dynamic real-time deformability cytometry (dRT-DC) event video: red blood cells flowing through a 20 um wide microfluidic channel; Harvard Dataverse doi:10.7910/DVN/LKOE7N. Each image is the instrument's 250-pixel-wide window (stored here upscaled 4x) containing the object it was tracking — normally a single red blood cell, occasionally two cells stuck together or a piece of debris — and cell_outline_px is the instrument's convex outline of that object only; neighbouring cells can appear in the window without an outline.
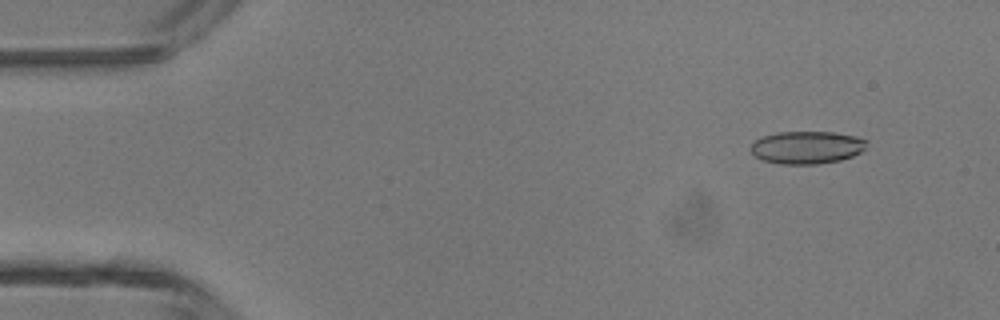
{"species": "common noctule bat (a hibernating species)", "species_latin": "Nyctalus noctula", "temperature_condition": "room temperature", "stored_images_in_passage": 47, "camera_frame_rate_fps": 3000, "um_per_image_px": 0.085, "animal": {"sex": "male", "body_mass_g": 13.3}, "frame": {"image": 1, "passage_image": 5, "time_ms": 1.333, "image_size_px": [1000, 320], "cell_outline_px": [[868, 140], [864, 148], [860, 152], [852, 156], [840, 160], [816, 164], [780, 164], [760, 160], [748, 148], [756, 140], [764, 136], [776, 132], [832, 132], [856, 136]], "centroid_in_image_um": [68.56, 12.53], "position_along_channel_um": 16.4, "area_um2": 22.08}}
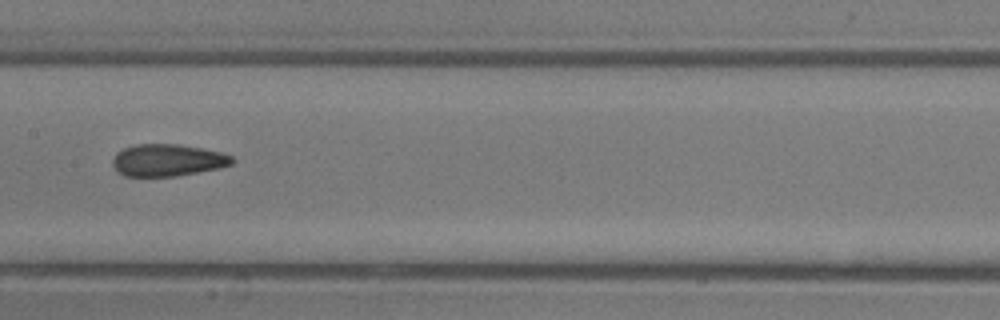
{"frame": {"image": 2, "passage_image": 24, "time_ms": 7.667, "image_size_px": [1000, 320], "cell_outline_px": [[236, 160], [232, 164], [220, 168], [176, 176], [124, 176], [116, 172], [112, 164], [112, 160], [116, 152], [124, 148], [136, 144], [180, 144], [220, 152], [232, 156]], "centroid_in_image_um": [14.23, 13.62], "position_along_channel_um": 193.2, "area_um2": 22.48}}
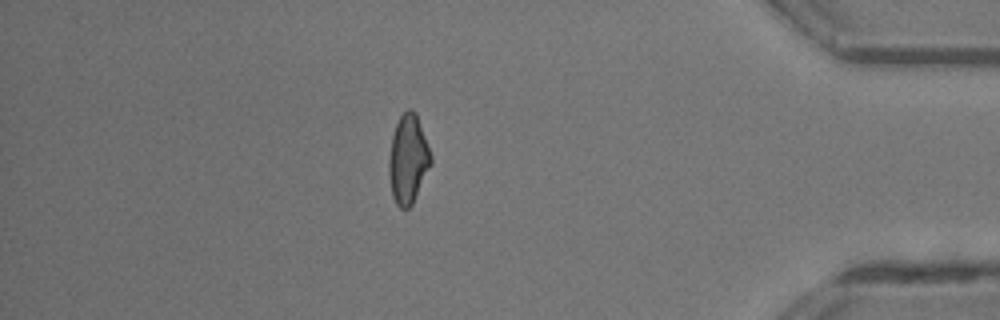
{"frame": {"image": 3, "passage_image": 41, "time_ms": 13.333, "image_size_px": [1000, 320], "cell_outline_px": [[432, 164], [412, 204], [408, 208], [400, 208], [396, 204], [392, 196], [388, 172], [388, 160], [392, 136], [396, 124], [400, 116], [408, 108], [412, 108], [416, 112], [432, 156]], "centroid_in_image_um": [34.69, 13.53], "position_along_channel_um": 400.5, "area_um2": 21.85}, "authors_computed_cell_mechanics": {"area_um2": 22.0796, "velocity_mm_per_s": 4.3987, "shape_relaxation_time_tau1_ms": 5.3558, "shape_relaxation_time_tau2_ms": 1.9891, "deformation_change_tau1": 0.14, "deformation_change_tau2": 0.113}}